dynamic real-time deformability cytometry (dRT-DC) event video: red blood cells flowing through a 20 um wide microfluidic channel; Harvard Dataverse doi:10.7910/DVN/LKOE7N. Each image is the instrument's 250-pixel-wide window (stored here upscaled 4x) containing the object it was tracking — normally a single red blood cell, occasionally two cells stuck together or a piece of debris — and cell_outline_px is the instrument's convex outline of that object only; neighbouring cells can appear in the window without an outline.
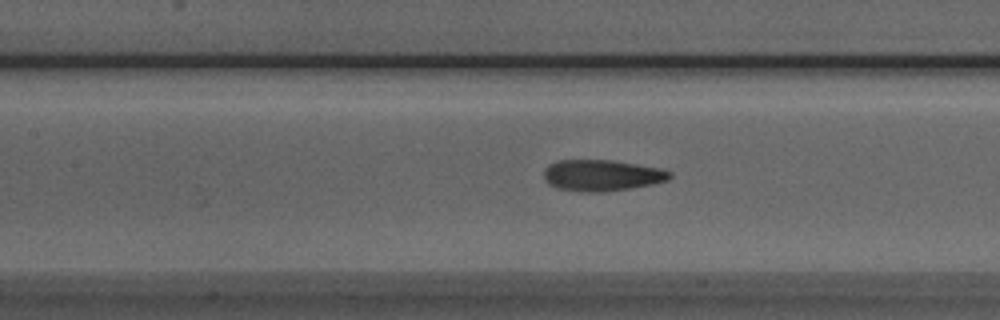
{"species": "Egyptian fruit bat (a non-hibernating species)", "species_latin": "Rousettus aegyptiacus", "temperature_condition": "room temperature", "stored_images_in_passage": 46, "camera_frame_rate_fps": 3000, "um_per_image_px": 0.085, "animal": {"sex": "male"}, "frame": {"image": 1, "passage_image": 21, "time_ms": 6.667, "image_size_px": [1000, 320], "cell_outline_px": [[672, 176], [668, 180], [652, 184], [632, 188], [600, 192], [580, 192], [556, 188], [548, 184], [544, 176], [544, 168], [548, 164], [560, 160], [612, 160], [660, 168], [672, 172]], "centroid_in_image_um": [51.14, 14.91], "position_along_channel_um": 156.3, "area_um2": 23.06}}
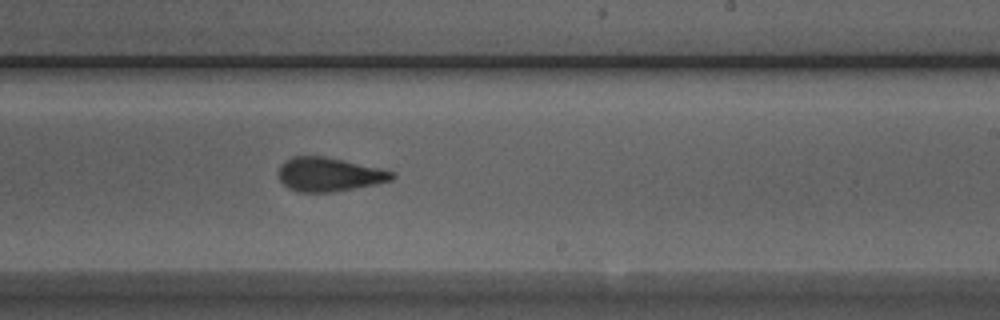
{"frame": {"image": 2, "passage_image": 29, "time_ms": 9.333, "image_size_px": [1000, 320], "cell_outline_px": [[396, 176], [392, 180], [332, 192], [300, 192], [288, 188], [280, 180], [280, 164], [284, 160], [292, 156], [324, 156], [376, 168], [392, 172]], "centroid_in_image_um": [27.9, 14.82], "position_along_channel_um": 261.1, "area_um2": 21.85}}
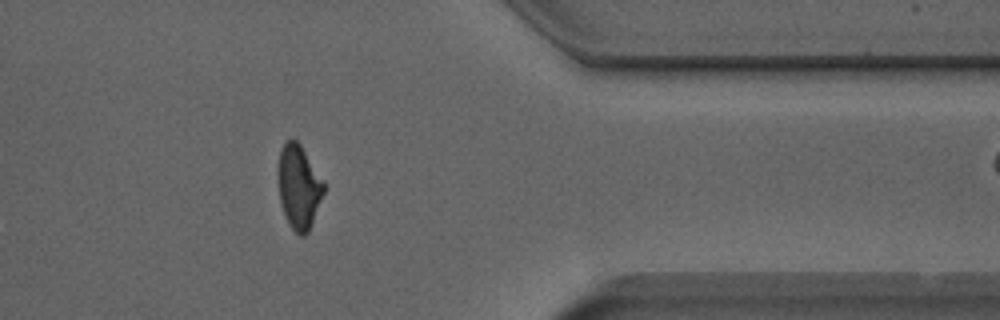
{"frame": {"image": 3, "passage_image": 40, "time_ms": 13.0, "image_size_px": [1000, 320], "cell_outline_px": [[324, 192], [308, 232], [304, 236], [300, 236], [292, 228], [284, 212], [280, 200], [280, 152], [284, 144], [292, 136], [300, 144], [324, 180]], "centroid_in_image_um": [25.44, 15.87], "position_along_channel_um": 386.0, "area_um2": 21.62}, "authors_computed_cell_mechanics": {"area_um2": 22.8888, "velocity_mm_per_s": 3.9431, "shape_relaxation_time_tau1_ms": 5.1433, "shape_relaxation_time_tau2_ms": 2.3425, "deformation_change_tau1": 0.1765, "deformation_change_tau2": 0.0798}}